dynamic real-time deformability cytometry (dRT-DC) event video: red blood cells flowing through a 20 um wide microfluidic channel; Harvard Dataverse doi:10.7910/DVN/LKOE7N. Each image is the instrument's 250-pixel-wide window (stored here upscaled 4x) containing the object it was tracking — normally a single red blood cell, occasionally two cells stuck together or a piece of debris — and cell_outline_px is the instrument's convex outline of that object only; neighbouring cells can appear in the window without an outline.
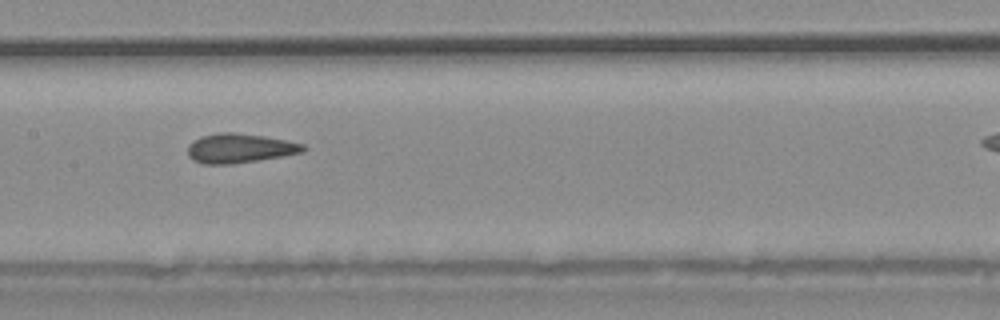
{"species": "common noctule bat (a hibernating species)", "species_latin": "Nyctalus noctula", "temperature_condition": "warm", "stored_images_in_passage": 23, "camera_frame_rate_fps": 3000, "um_per_image_px": 0.085, "animal": {"sex": "male", "body_mass_g": 20.4}, "frame": {"image": 1, "passage_image": 10, "time_ms": 3.0, "image_size_px": [1000, 320], "cell_outline_px": [[308, 148], [304, 152], [260, 160], [232, 164], [204, 164], [192, 160], [188, 156], [188, 144], [200, 136], [220, 132], [232, 132], [264, 136], [304, 144]], "centroid_in_image_um": [20.36, 12.6], "position_along_channel_um": 187.0, "area_um2": 19.88}}